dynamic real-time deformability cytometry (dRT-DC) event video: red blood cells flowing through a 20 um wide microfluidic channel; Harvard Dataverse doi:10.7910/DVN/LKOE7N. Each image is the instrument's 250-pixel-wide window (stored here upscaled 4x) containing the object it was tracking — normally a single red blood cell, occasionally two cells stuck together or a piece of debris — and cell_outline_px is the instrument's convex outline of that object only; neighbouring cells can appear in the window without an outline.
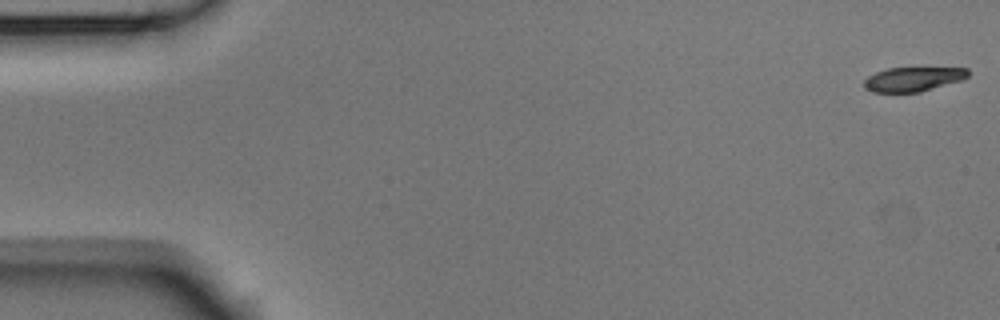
{"species": "Egyptian fruit bat (a non-hibernating species)", "species_latin": "Rousettus aegyptiacus", "temperature_condition": "room temperature", "stored_images_in_passage": 5, "camera_frame_rate_fps": 3000, "um_per_image_px": 0.085, "animal": {"sex": "male"}, "frame": {"image": 1, "passage_image": 1, "time_ms": 0.0, "image_size_px": [1000, 320], "cell_outline_px": [[968, 76], [960, 80], [920, 92], [872, 92], [864, 88], [864, 80], [868, 76], [876, 72], [888, 68], [968, 68]], "centroid_in_image_um": [77.57, 6.73], "position_along_channel_um": 7.4, "area_um2": 14.57}}
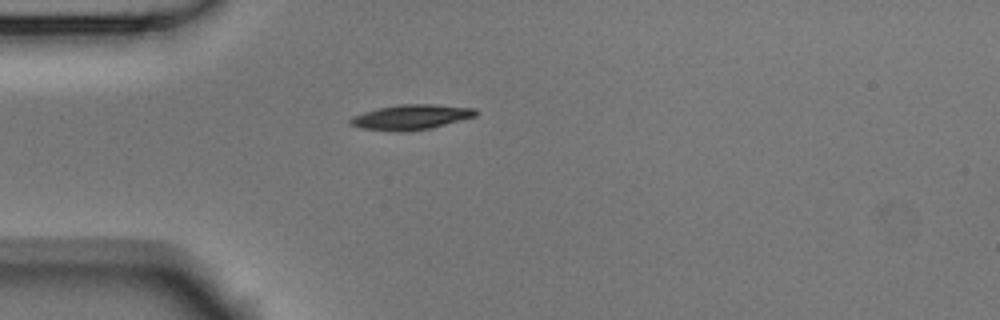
{"frame": {"image": 2, "passage_image": 5, "time_ms": 1.333, "image_size_px": [1000, 320], "cell_outline_px": [[476, 116], [428, 128], [404, 132], [392, 132], [360, 128], [348, 124], [348, 120], [352, 116], [364, 112], [396, 104], [432, 104], [476, 108]], "centroid_in_image_um": [34.87, 9.96], "position_along_channel_um": 50.1, "area_um2": 18.26}}